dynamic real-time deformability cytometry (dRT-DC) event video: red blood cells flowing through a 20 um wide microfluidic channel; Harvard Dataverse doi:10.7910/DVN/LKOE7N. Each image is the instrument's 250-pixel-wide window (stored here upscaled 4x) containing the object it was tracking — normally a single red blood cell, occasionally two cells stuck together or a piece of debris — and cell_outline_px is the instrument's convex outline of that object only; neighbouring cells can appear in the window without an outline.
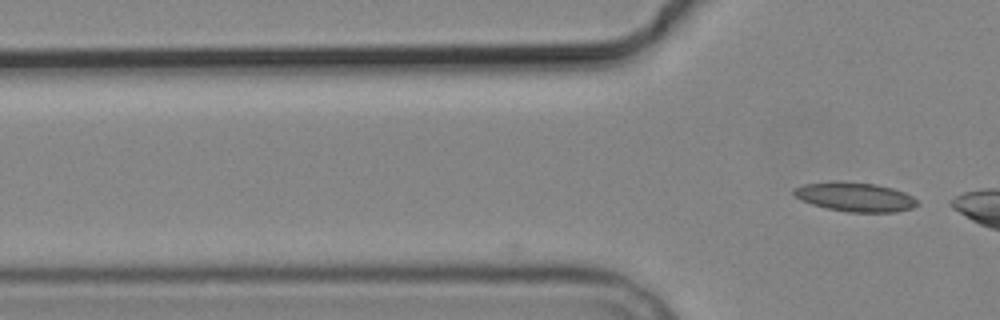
{"species": "common noctule bat (a hibernating species)", "species_latin": "Nyctalus noctula", "temperature_condition": "cold", "stored_images_in_passage": 4, "camera_frame_rate_fps": 3000, "um_per_image_px": 0.085, "animal": {"sex": "male", "body_mass_g": 19.2, "forearm_length_mm": 51.8}, "frame": {"image": 1, "passage_image": 4, "time_ms": 4.333, "image_size_px": [1000, 320], "cell_outline_px": [[920, 204], [912, 208], [896, 212], [848, 212], [828, 208], [812, 204], [796, 196], [792, 192], [792, 188], [804, 184], [876, 184], [892, 188], [904, 192], [912, 196]], "centroid_in_image_um": [72.76, 16.79], "position_along_channel_um": 53.0, "area_um2": 20.0}}